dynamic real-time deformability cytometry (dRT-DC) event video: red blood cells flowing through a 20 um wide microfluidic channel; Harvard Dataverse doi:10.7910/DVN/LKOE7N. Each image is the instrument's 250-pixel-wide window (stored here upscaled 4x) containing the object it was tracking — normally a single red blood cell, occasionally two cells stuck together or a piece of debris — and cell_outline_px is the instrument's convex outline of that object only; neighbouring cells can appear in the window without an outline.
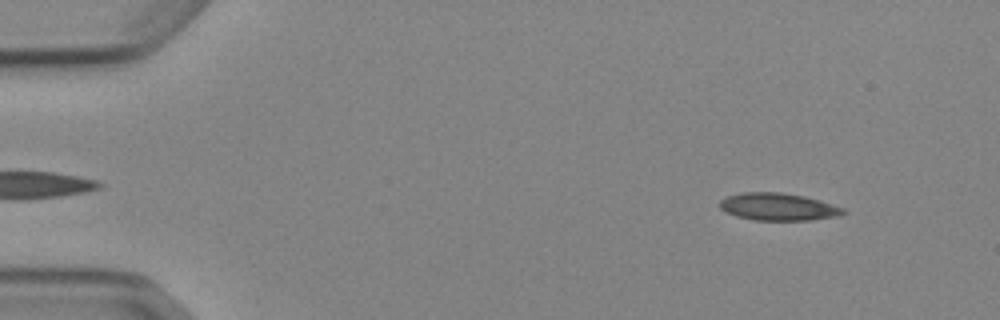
{"species": "Egyptian fruit bat (a non-hibernating species)", "species_latin": "Rousettus aegyptiacus", "temperature_condition": "cold", "stored_images_in_passage": 4, "camera_frame_rate_fps": 3000, "um_per_image_px": 0.085, "animal": {"sex": "female"}, "frame": {"image": 1, "passage_image": 1, "time_ms": 0.0, "image_size_px": [1000, 320], "cell_outline_px": [[848, 212], [840, 216], [812, 220], [752, 220], [736, 216], [720, 208], [720, 200], [728, 196], [740, 192], [784, 192], [804, 196], [820, 200], [844, 208]], "centroid_in_image_um": [66.19, 17.57], "position_along_channel_um": 18.8, "area_um2": 19.88}}
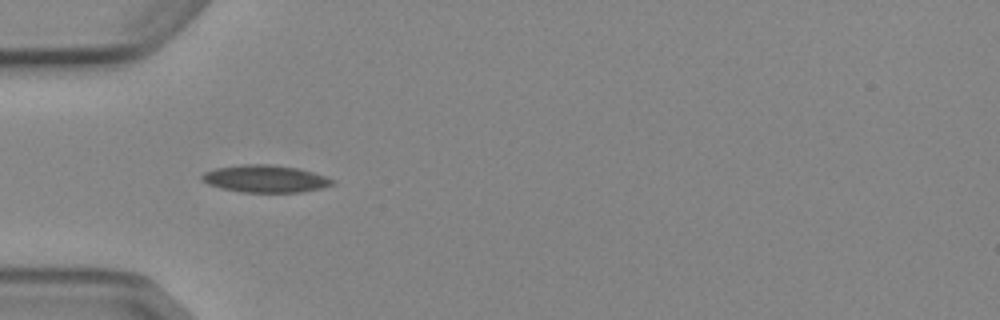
{"frame": {"image": 2, "passage_image": 4, "time_ms": 3.667, "image_size_px": [1000, 320], "cell_outline_px": [[336, 184], [320, 188], [300, 192], [240, 192], [220, 188], [208, 184], [200, 176], [204, 172], [216, 168], [244, 164], [268, 164], [296, 168], [312, 172], [336, 180]], "centroid_in_image_um": [22.55, 15.2], "position_along_channel_um": 62.4, "area_um2": 20.63}}